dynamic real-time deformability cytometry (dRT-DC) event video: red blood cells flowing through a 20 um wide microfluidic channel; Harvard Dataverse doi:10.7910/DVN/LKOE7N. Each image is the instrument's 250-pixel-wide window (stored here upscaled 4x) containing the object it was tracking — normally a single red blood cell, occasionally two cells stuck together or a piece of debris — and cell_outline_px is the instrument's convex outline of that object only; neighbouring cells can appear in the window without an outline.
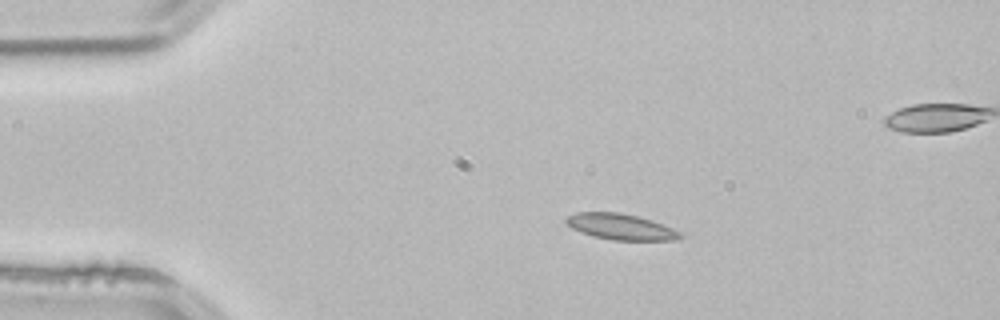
{"species": "common noctule bat (a hibernating species)", "species_latin": "Nyctalus noctula", "temperature_condition": "room temperature", "stored_images_in_passage": 3, "camera_frame_rate_fps": 3000, "um_per_image_px": 0.085, "animal": {"sex": "male", "body_mass_g": 21.5, "forearm_length_mm": 52.0}, "frame": {"image": 1, "passage_image": 1, "time_ms": 0.0, "image_size_px": [1000, 320], "cell_outline_px": [[684, 236], [676, 240], [612, 240], [592, 236], [580, 232], [572, 228], [564, 220], [568, 216], [576, 212], [620, 212], [640, 216], [652, 220], [684, 232]], "centroid_in_image_um": [52.81, 19.27], "position_along_channel_um": 32.2, "area_um2": 17.51}}